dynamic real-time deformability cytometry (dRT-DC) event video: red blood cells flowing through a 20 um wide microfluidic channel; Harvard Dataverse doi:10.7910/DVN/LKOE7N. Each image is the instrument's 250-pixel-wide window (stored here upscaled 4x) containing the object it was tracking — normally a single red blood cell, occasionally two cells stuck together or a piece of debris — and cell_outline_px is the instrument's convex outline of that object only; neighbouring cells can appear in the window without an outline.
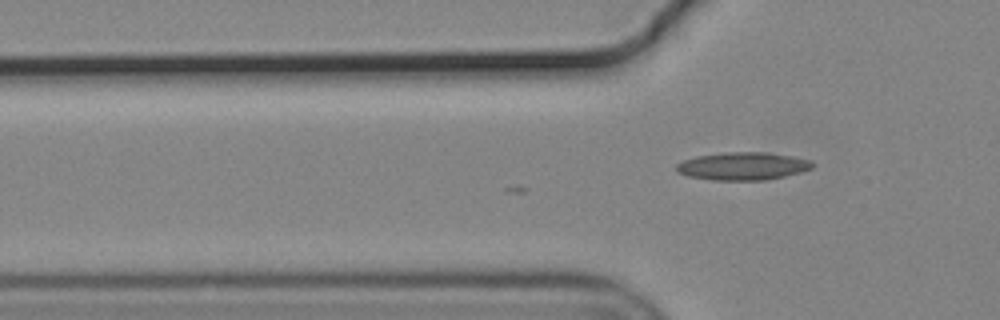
{"species": "common noctule bat (a hibernating species)", "species_latin": "Nyctalus noctula", "temperature_condition": "cold", "stored_images_in_passage": 4, "camera_frame_rate_fps": 3000, "um_per_image_px": 0.085, "animal": {"sex": "male", "body_mass_g": 19.2, "forearm_length_mm": 51.8}, "frame": {"image": 1, "passage_image": 4, "time_ms": 1.0, "image_size_px": [1000, 320], "cell_outline_px": [[816, 164], [812, 168], [800, 172], [784, 176], [764, 180], [712, 180], [688, 176], [676, 172], [676, 164], [684, 160], [696, 156], [724, 152], [768, 152], [792, 156], [812, 160]], "centroid_in_image_um": [63.15, 14.11], "position_along_channel_um": 62.7, "area_um2": 22.2}}